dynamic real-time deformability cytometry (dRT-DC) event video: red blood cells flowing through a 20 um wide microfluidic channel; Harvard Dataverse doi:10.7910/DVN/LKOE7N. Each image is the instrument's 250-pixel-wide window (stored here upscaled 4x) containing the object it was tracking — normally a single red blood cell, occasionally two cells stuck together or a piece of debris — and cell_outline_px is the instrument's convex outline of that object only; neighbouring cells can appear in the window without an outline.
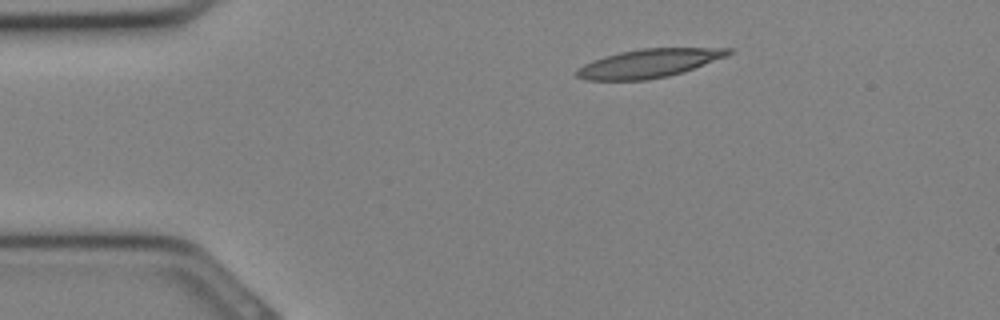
{"species": "Egyptian fruit bat (a non-hibernating species)", "species_latin": "Rousettus aegyptiacus", "temperature_condition": "cold", "stored_images_in_passage": 27, "camera_frame_rate_fps": 3000, "um_per_image_px": 0.085, "animal": {"sex": "female"}, "frame": {"image": 1, "passage_image": 1, "time_ms": 0.0, "image_size_px": [1000, 320], "cell_outline_px": [[732, 52], [728, 56], [684, 72], [668, 76], [648, 80], [584, 80], [576, 76], [576, 68], [592, 60], [604, 56], [620, 52], [640, 48], [732, 48]], "centroid_in_image_um": [55.15, 5.38], "position_along_channel_um": 29.9, "area_um2": 25.43}}
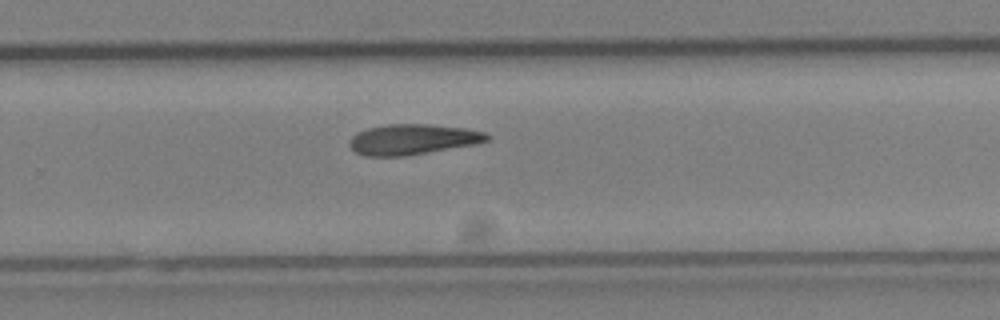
{"frame": {"image": 2, "passage_image": 16, "time_ms": 5.0, "image_size_px": [1000, 320], "cell_outline_px": [[492, 136], [488, 140], [476, 144], [404, 156], [364, 156], [356, 152], [348, 144], [348, 140], [356, 132], [368, 128], [388, 124], [428, 124], [464, 128], [484, 132]], "centroid_in_image_um": [35.05, 11.84], "position_along_channel_um": 294.7, "area_um2": 24.39}}
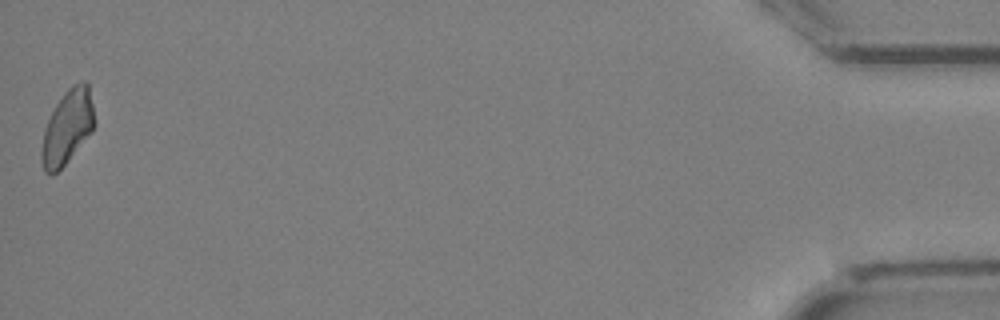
{"frame": {"image": 3, "passage_image": 27, "time_ms": 8.667, "image_size_px": [1000, 320], "cell_outline_px": [[96, 124], [92, 132], [64, 164], [52, 176], [44, 172], [40, 160], [40, 152], [44, 128], [56, 104], [64, 92], [72, 84], [84, 80], [88, 80], [96, 120]], "centroid_in_image_um": [5.74, 10.78], "position_along_channel_um": 429.5, "area_um2": 23.18}}